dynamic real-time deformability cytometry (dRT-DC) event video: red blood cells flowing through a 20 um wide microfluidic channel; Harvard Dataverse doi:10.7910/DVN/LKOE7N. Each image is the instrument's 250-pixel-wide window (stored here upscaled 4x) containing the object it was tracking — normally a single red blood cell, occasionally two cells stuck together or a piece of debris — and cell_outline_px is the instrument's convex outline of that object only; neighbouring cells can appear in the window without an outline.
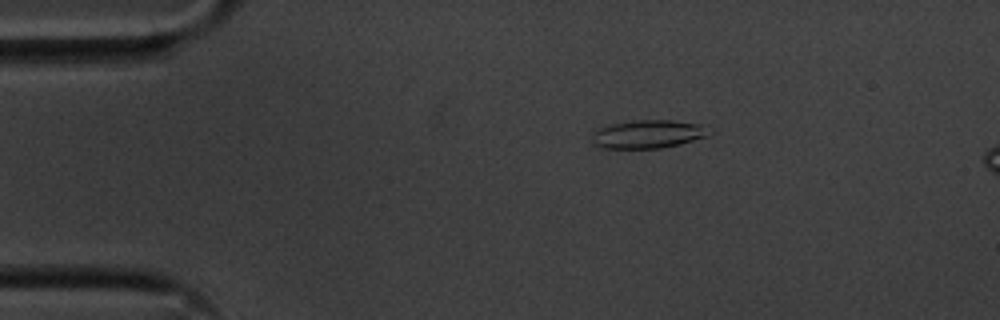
{"species": "common noctule bat (a hibernating species)", "species_latin": "Nyctalus noctula", "temperature_condition": "cold", "stored_images_in_passage": 17, "camera_frame_rate_fps": 3000, "um_per_image_px": 0.085, "animal": {"sex": "male", "body_mass_g": 20.1, "forearm_length_mm": 53.5}, "frame": {"image": 1, "passage_image": 10, "time_ms": 3.0, "image_size_px": [1000, 320], "cell_outline_px": [[716, 132], [680, 144], [660, 148], [604, 148], [592, 144], [592, 132], [596, 128], [612, 124], [636, 120], [672, 120], [704, 124]], "centroid_in_image_um": [55.1, 11.39], "position_along_channel_um": 29.9, "area_um2": 19.54}}